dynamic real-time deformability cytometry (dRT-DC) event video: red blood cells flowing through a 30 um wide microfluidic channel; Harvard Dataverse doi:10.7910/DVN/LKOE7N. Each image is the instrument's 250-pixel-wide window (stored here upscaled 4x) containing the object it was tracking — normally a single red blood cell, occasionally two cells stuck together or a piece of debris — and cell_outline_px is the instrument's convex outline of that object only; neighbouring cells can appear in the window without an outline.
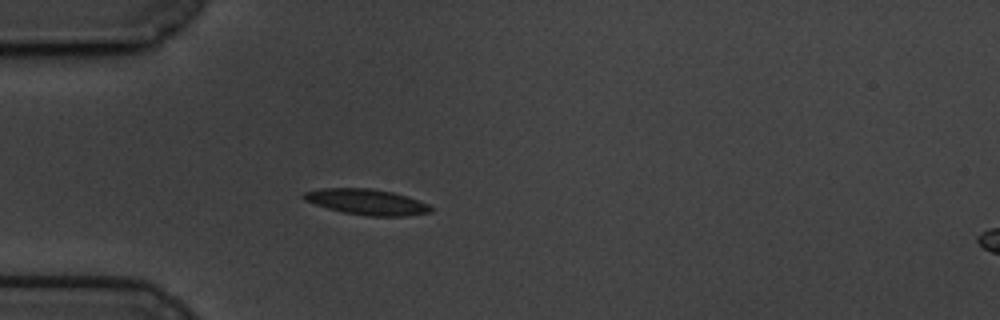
{"species": "common noctule bat (a hibernating species)", "species_latin": "Nyctalus noctula", "temperature_condition": "cold", "stored_images_in_passage": 43, "camera_frame_rate_fps": 3000, "um_per_image_px": 0.085, "animal": {"sex": "male", "body_mass_g": 19.5, "forearm_length_mm": 54.6}, "frame": {"image": 1, "passage_image": 1, "time_ms": 0.0, "image_size_px": [1000, 320], "cell_outline_px": [[432, 212], [408, 216], [368, 216], [344, 212], [328, 208], [304, 200], [300, 196], [304, 192], [320, 188], [368, 188], [392, 192], [428, 204], [432, 208]], "centroid_in_image_um": [31.14, 17.16], "position_along_channel_um": 53.9, "area_um2": 18.84}}
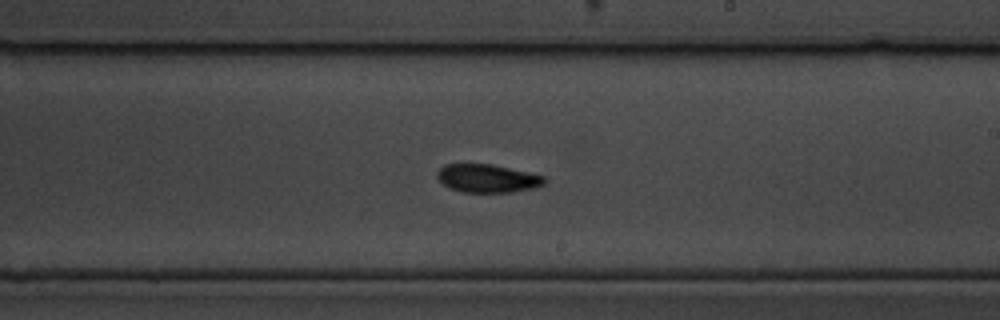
{"frame": {"image": 2, "passage_image": 19, "time_ms": 6.0, "image_size_px": [1000, 320], "cell_outline_px": [[548, 180], [544, 184], [532, 188], [512, 192], [464, 192], [448, 188], [436, 176], [436, 172], [444, 164], [492, 164], [544, 176]], "centroid_in_image_um": [41.41, 15.16], "position_along_channel_um": 247.6, "area_um2": 17.57}}
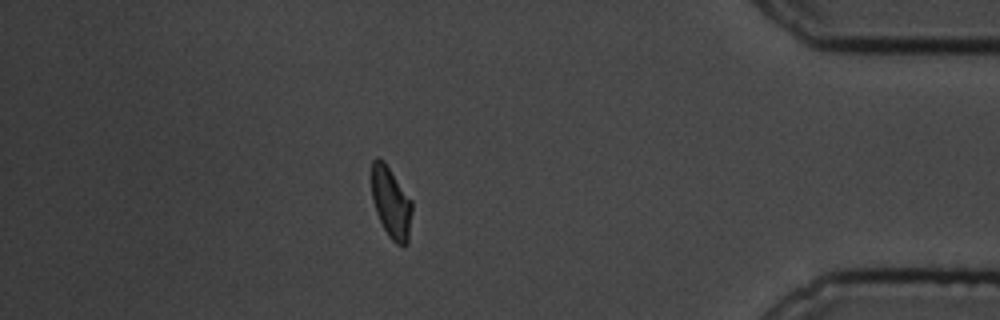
{"frame": {"image": 3, "passage_image": 36, "time_ms": 11.667, "image_size_px": [1000, 320], "cell_outline_px": [[412, 212], [408, 244], [396, 244], [388, 236], [376, 212], [372, 200], [372, 160], [376, 156], [384, 160], [412, 200]], "centroid_in_image_um": [33.25, 17.2], "position_along_channel_um": 402.0, "area_um2": 16.88}, "authors_computed_cell_mechanics": {"area_um2": 17.5712, "velocity_mm_per_s": 3.3803, "shape_relaxation_time_tau1_ms": 7.4938, "shape_relaxation_time_tau2_ms": 9.3431, "deformation_change_tau1": 0.1834, "deformation_change_tau2": 0.1268}}